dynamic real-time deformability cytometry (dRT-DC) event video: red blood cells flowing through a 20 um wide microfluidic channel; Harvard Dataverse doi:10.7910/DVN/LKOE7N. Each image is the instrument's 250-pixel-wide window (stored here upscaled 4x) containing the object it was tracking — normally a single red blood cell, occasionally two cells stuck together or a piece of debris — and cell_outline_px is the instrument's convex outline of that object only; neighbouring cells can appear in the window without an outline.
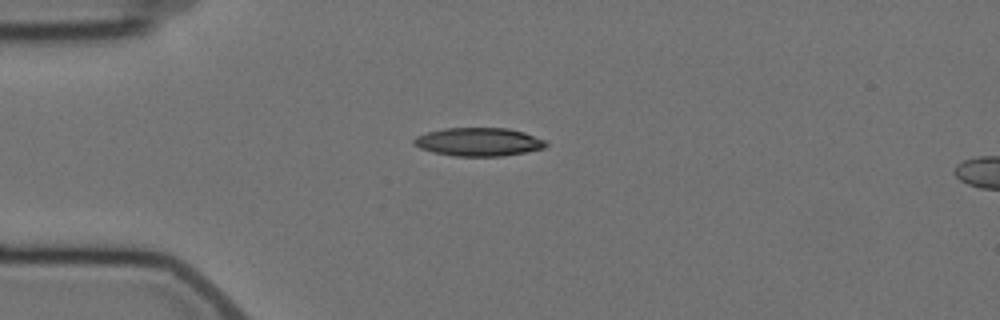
{"species": "Egyptian fruit bat (a non-hibernating species)", "species_latin": "Rousettus aegyptiacus", "temperature_condition": "cold", "stored_images_in_passage": 2, "segment_of_instrument_passage": [1, 2], "camera_frame_rate_fps": 3000, "um_per_image_px": 0.085, "animal": {"sex": "female"}, "frame": {"image": 1, "passage_image": 1, "time_ms": 0.0, "image_size_px": [1000, 320], "cell_outline_px": [[548, 144], [544, 148], [524, 152], [500, 156], [456, 156], [432, 152], [420, 148], [412, 144], [412, 140], [416, 136], [428, 132], [444, 128], [508, 128], [524, 132], [548, 140]], "centroid_in_image_um": [40.69, 12.05], "position_along_channel_um": 44.3, "area_um2": 21.91}}